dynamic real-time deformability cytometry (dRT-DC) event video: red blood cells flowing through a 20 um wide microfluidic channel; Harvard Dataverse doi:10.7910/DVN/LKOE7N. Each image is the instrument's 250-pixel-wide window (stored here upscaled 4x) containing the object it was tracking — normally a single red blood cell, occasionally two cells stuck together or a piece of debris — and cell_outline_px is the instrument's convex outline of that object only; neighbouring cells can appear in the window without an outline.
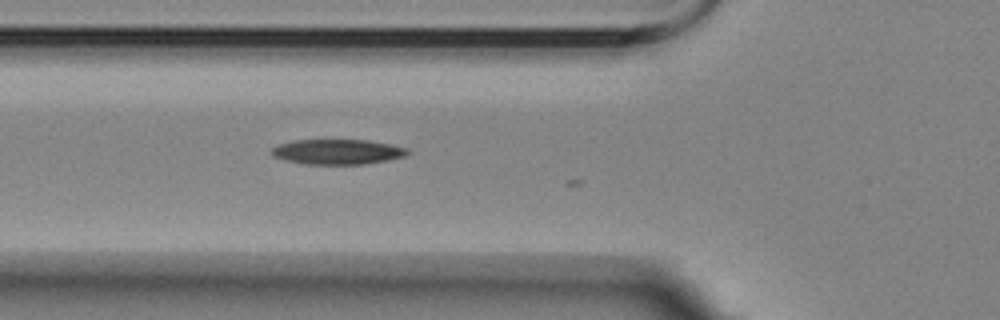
{"species": "Egyptian fruit bat (a non-hibernating species)", "species_latin": "Rousettus aegyptiacus", "temperature_condition": "room temperature", "stored_images_in_passage": 14, "camera_frame_rate_fps": 3000, "um_per_image_px": 0.085, "animal": {"sex": "female"}, "frame": {"image": 1, "passage_image": 6, "time_ms": 1.667, "image_size_px": [1000, 320], "cell_outline_px": [[412, 152], [404, 156], [388, 160], [364, 164], [304, 164], [284, 160], [272, 156], [272, 148], [276, 144], [296, 140], [368, 140], [408, 148]], "centroid_in_image_um": [28.67, 12.9], "position_along_channel_um": 97.1, "area_um2": 19.94}}
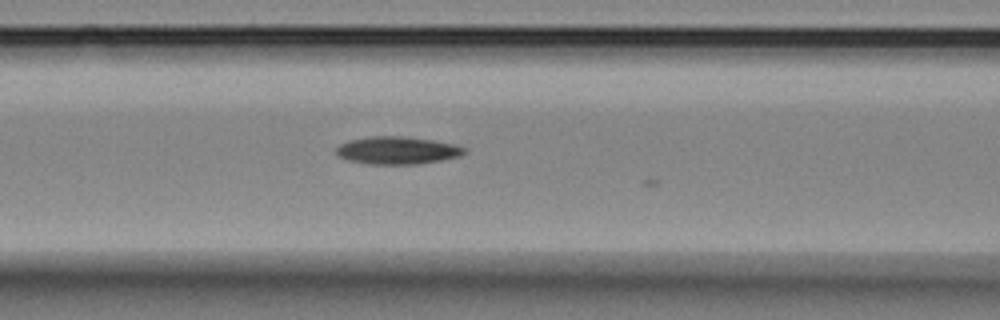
{"frame": {"image": 2, "passage_image": 9, "time_ms": 2.667, "image_size_px": [1000, 320], "cell_outline_px": [[468, 152], [460, 156], [420, 164], [368, 164], [348, 160], [340, 156], [336, 152], [336, 148], [340, 144], [348, 140], [372, 136], [400, 136], [432, 140], [452, 144], [468, 148]], "centroid_in_image_um": [33.79, 12.78], "position_along_channel_um": 132.8, "area_um2": 20.58}}
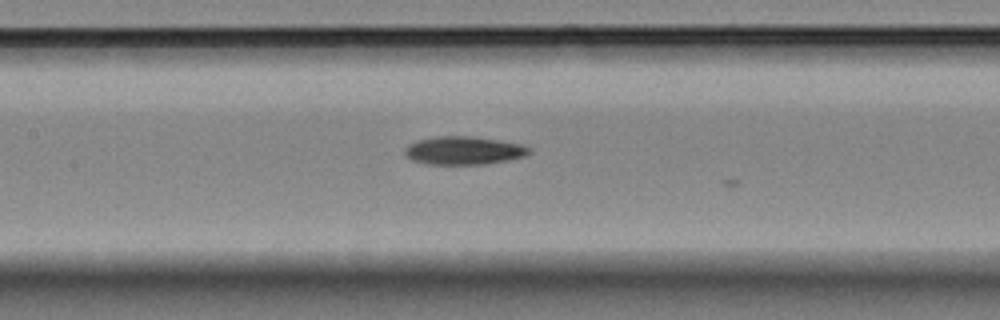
{"frame": {"image": 3, "passage_image": 12, "time_ms": 3.667, "image_size_px": [1000, 320], "cell_outline_px": [[532, 152], [524, 156], [508, 160], [484, 164], [428, 164], [412, 160], [404, 152], [404, 148], [408, 144], [416, 140], [436, 136], [468, 136], [496, 140], [520, 144], [528, 148]], "centroid_in_image_um": [39.37, 12.79], "position_along_channel_um": 168.0, "area_um2": 20.23}}